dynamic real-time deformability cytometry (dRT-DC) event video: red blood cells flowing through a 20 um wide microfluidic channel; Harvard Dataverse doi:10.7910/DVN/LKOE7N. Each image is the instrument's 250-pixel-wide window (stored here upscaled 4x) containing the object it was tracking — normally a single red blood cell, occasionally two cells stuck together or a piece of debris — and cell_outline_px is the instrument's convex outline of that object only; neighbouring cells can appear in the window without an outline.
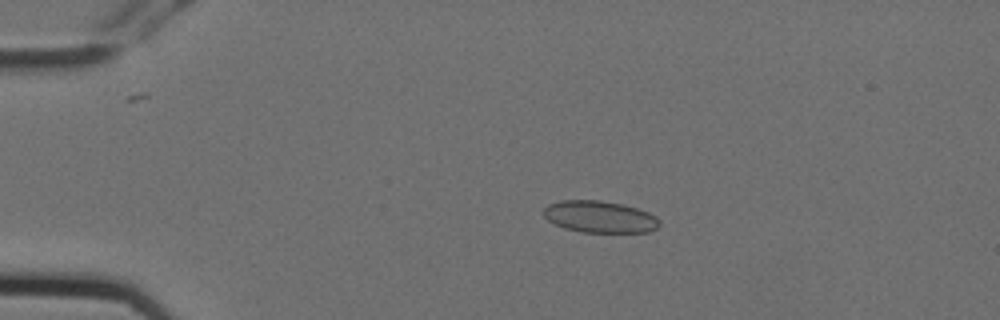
{"species": "Egyptian fruit bat (a non-hibernating species)", "species_latin": "Rousettus aegyptiacus", "temperature_condition": "cold", "stored_images_in_passage": 7, "camera_frame_rate_fps": 3000, "um_per_image_px": 0.085, "animal": {"sex": "female"}, "frame": {"image": 1, "passage_image": 4, "time_ms": 1.0, "image_size_px": [1000, 320], "cell_outline_px": [[660, 224], [656, 228], [648, 232], [580, 232], [564, 228], [548, 220], [544, 216], [544, 208], [548, 204], [560, 200], [600, 200], [624, 204], [648, 212], [656, 216], [660, 220]], "centroid_in_image_um": [50.98, 18.42], "position_along_channel_um": 34.0, "area_um2": 21.56}}
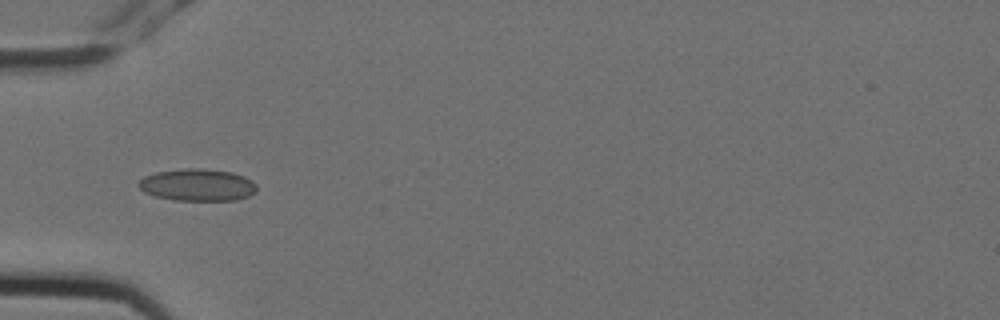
{"frame": {"image": 2, "passage_image": 6, "time_ms": 1.667, "image_size_px": [1000, 320], "cell_outline_px": [[256, 192], [248, 196], [236, 200], [176, 200], [156, 196], [144, 192], [136, 184], [144, 176], [156, 172], [184, 168], [204, 168], [232, 172], [244, 176], [252, 180], [256, 184]], "centroid_in_image_um": [16.79, 15.71], "position_along_channel_um": 68.2, "area_um2": 22.2}}
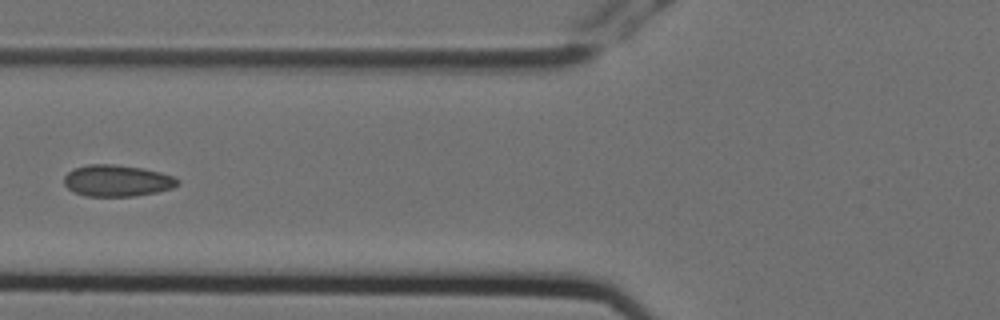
{"frame": {"image": 3, "passage_image": 7, "time_ms": 2.0, "image_size_px": [1000, 320], "cell_outline_px": [[180, 180], [172, 188], [156, 192], [136, 196], [84, 196], [72, 192], [64, 184], [64, 176], [68, 172], [76, 168], [88, 164], [112, 164], [140, 168], [160, 172], [172, 176]], "centroid_in_image_um": [9.91, 15.37], "position_along_channel_um": 115.9, "area_um2": 20.75}}